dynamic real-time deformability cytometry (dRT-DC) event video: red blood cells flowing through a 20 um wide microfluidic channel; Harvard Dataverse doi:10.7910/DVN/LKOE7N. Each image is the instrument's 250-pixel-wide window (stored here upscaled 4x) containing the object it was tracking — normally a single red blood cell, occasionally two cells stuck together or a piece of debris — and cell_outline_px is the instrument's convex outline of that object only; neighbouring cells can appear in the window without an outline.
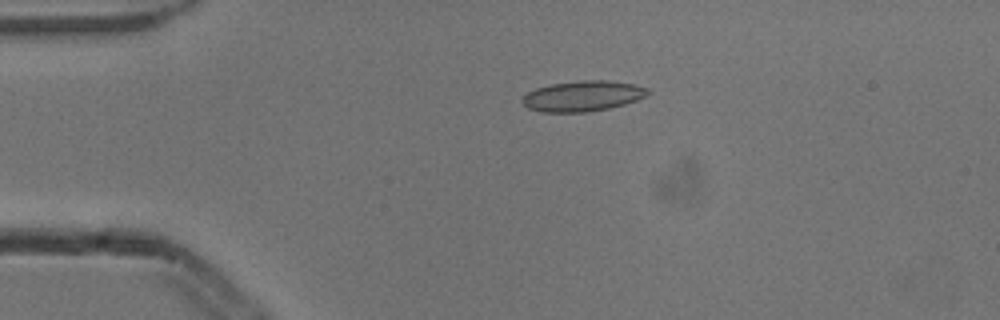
{"species": "common noctule bat (a hibernating species)", "species_latin": "Nyctalus noctula", "temperature_condition": "cold", "stored_images_in_passage": 4, "camera_frame_rate_fps": 3000, "um_per_image_px": 0.085, "animal": {"sex": "male", "body_mass_g": 13.3}, "frame": {"image": 1, "passage_image": 3, "time_ms": 0.667, "image_size_px": [1000, 320], "cell_outline_px": [[648, 92], [644, 96], [636, 100], [624, 104], [608, 108], [584, 112], [540, 112], [528, 108], [520, 100], [528, 92], [536, 88], [552, 84], [580, 80], [608, 80], [632, 84], [648, 88]], "centroid_in_image_um": [49.49, 8.16], "position_along_channel_um": 35.5, "area_um2": 22.08}}